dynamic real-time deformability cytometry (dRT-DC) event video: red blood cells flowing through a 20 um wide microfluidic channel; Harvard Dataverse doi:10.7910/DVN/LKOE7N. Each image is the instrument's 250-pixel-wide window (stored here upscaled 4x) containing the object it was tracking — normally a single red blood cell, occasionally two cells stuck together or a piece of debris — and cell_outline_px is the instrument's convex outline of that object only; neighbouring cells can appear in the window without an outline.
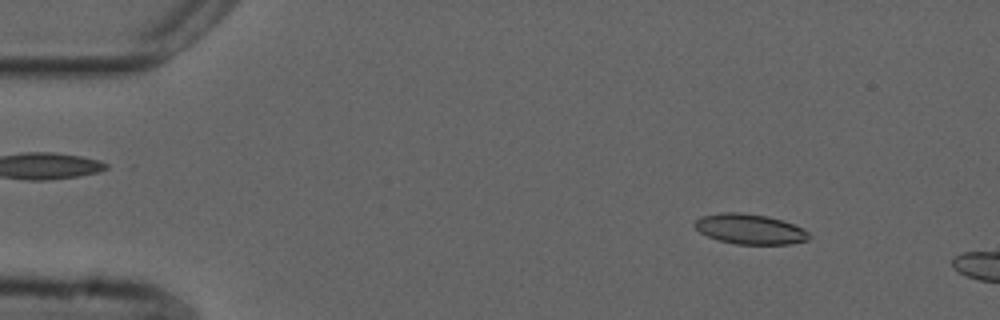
{"species": "common noctule bat (a hibernating species)", "species_latin": "Nyctalus noctula", "temperature_condition": "cold", "stored_images_in_passage": 10, "camera_frame_rate_fps": 3000, "um_per_image_px": 0.085, "animal": {"sex": "male", "forearm_length_mm": 52.5}, "frame": {"image": 1, "passage_image": 6, "time_ms": 1.667, "image_size_px": [1000, 320], "cell_outline_px": [[812, 236], [808, 240], [788, 244], [736, 244], [716, 240], [700, 232], [692, 224], [696, 220], [704, 216], [720, 212], [740, 212], [768, 216], [792, 224], [808, 232]], "centroid_in_image_um": [63.71, 19.47], "position_along_channel_um": 21.3, "area_um2": 20.0}}